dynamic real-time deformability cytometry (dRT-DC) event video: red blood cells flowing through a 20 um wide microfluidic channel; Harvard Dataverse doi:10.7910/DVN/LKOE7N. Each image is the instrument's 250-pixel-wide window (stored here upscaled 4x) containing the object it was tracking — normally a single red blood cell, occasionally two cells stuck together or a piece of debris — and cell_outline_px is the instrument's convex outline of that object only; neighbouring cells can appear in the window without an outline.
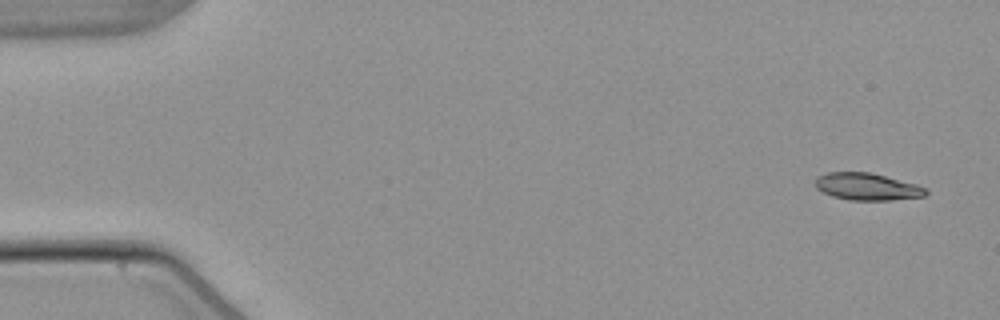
{"species": "common noctule bat (a hibernating species)", "species_latin": "Nyctalus noctula", "temperature_condition": "warm", "stored_images_in_passage": 4, "camera_frame_rate_fps": 3000, "um_per_image_px": 0.085, "animal": {"sex": "male", "body_mass_g": 21.5, "forearm_length_mm": 52.0}, "frame": {"image": 1, "passage_image": 1, "time_ms": 0.0, "image_size_px": [1000, 320], "cell_outline_px": [[928, 192], [924, 196], [892, 200], [848, 200], [832, 196], [816, 188], [816, 176], [828, 172], [872, 172], [916, 184], [924, 188]], "centroid_in_image_um": [73.69, 15.86], "position_along_channel_um": 11.3, "area_um2": 17.46}}
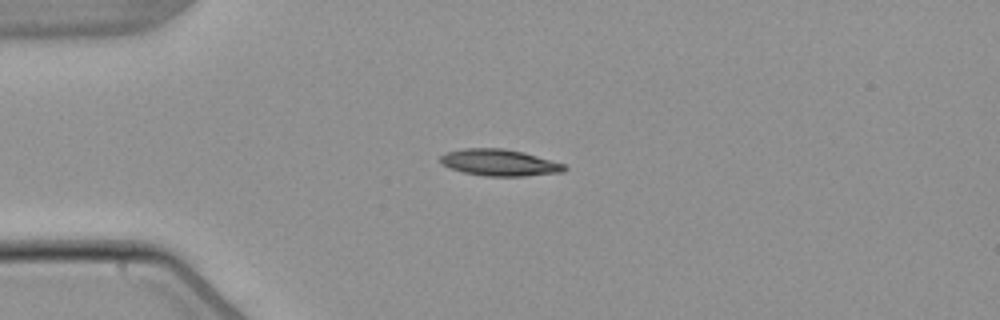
{"frame": {"image": 2, "passage_image": 4, "time_ms": 3.667, "image_size_px": [1000, 320], "cell_outline_px": [[568, 168], [564, 172], [524, 176], [484, 176], [464, 172], [440, 164], [440, 156], [448, 152], [464, 148], [504, 148], [524, 152], [564, 164]], "centroid_in_image_um": [42.47, 13.82], "position_along_channel_um": 42.5, "area_um2": 19.19}}